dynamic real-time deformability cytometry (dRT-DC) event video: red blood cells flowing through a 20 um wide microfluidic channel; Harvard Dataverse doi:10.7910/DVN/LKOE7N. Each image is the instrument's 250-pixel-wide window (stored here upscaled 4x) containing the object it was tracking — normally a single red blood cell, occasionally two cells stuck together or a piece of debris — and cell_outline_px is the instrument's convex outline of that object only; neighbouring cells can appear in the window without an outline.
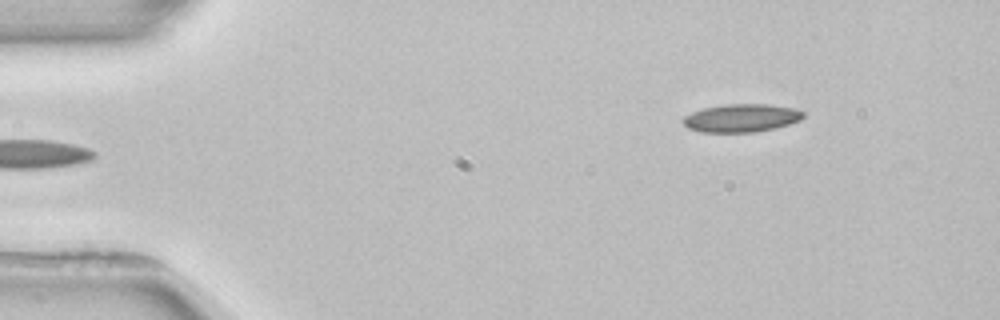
{"species": "common noctule bat (a hibernating species)", "species_latin": "Nyctalus noctula", "temperature_condition": "room temperature", "stored_images_in_passage": 5, "segment_of_instrument_passage": [2, 2], "camera_frame_rate_fps": 3000, "um_per_image_px": 0.085, "animal": {"sex": "female", "body_mass_g": 22.7, "forearm_length_mm": 54.2}, "frame": {"image": 1, "passage_image": 5, "time_ms": 5.667, "image_size_px": [1000, 320], "cell_outline_px": [[804, 116], [800, 120], [776, 128], [756, 132], [700, 132], [688, 128], [684, 124], [684, 116], [692, 112], [704, 108], [724, 104], [768, 104], [796, 108], [804, 112]], "centroid_in_image_um": [63.04, 10.03], "position_along_channel_um": 22.0, "area_um2": 19.71}}